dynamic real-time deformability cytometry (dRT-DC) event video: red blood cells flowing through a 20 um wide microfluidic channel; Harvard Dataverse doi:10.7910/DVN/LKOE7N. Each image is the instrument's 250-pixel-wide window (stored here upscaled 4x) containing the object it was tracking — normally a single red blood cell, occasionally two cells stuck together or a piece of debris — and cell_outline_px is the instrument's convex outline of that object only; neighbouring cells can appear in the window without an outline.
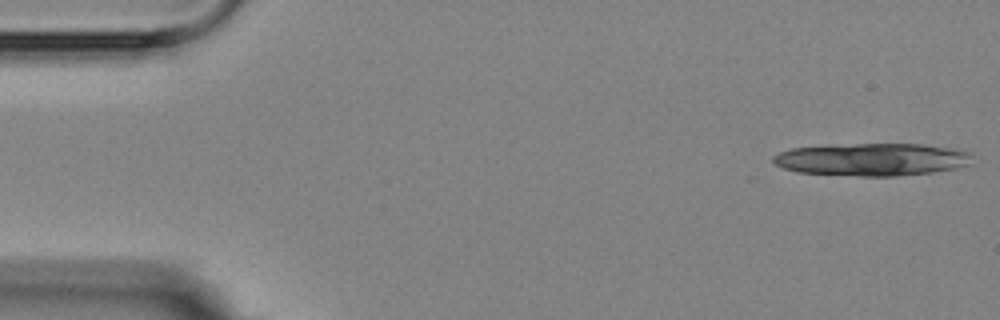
{"species": "Egyptian fruit bat (a non-hibernating species)", "species_latin": "Rousettus aegyptiacus", "temperature_condition": "room temperature", "stored_images_in_passage": 4, "camera_frame_rate_fps": 3000, "um_per_image_px": 0.085, "animal": {"sex": "female"}, "frame": {"image": 1, "passage_image": 1, "time_ms": 0.0, "image_size_px": [1000, 320], "cell_outline_px": [[972, 164], [956, 168], [932, 172], [896, 176], [860, 176], [800, 172], [784, 168], [772, 164], [772, 156], [780, 152], [792, 148], [856, 144], [920, 144], [948, 148], [972, 152]], "centroid_in_image_um": [74.14, 13.56], "position_along_channel_um": 10.9, "area_um2": 37.63}}